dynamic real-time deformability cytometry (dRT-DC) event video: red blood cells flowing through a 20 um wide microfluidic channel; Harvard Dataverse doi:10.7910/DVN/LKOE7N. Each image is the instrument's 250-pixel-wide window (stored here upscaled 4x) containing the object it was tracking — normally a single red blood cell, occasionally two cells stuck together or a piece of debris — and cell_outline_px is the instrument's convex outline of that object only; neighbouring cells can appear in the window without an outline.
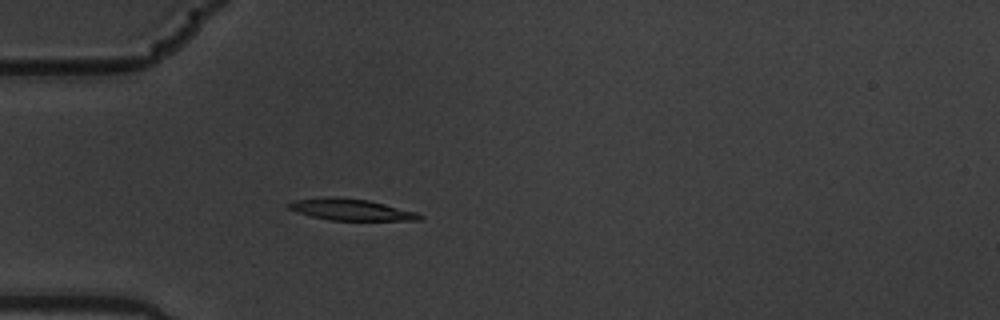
{"species": "common noctule bat (a hibernating species)", "species_latin": "Nyctalus noctula", "temperature_condition": "warm", "stored_images_in_passage": 6, "camera_frame_rate_fps": 3000, "um_per_image_px": 0.085, "animal": {"sex": "male", "body_mass_g": 19.5, "forearm_length_mm": 54.6}, "frame": {"image": 1, "passage_image": 6, "time_ms": 1.667, "image_size_px": [1000, 320], "cell_outline_px": [[424, 216], [420, 220], [332, 220], [312, 216], [296, 212], [288, 208], [284, 204], [296, 200], [324, 196], [336, 196], [368, 200], [416, 212]], "centroid_in_image_um": [29.78, 17.8], "position_along_channel_um": 55.2, "area_um2": 16.36}}